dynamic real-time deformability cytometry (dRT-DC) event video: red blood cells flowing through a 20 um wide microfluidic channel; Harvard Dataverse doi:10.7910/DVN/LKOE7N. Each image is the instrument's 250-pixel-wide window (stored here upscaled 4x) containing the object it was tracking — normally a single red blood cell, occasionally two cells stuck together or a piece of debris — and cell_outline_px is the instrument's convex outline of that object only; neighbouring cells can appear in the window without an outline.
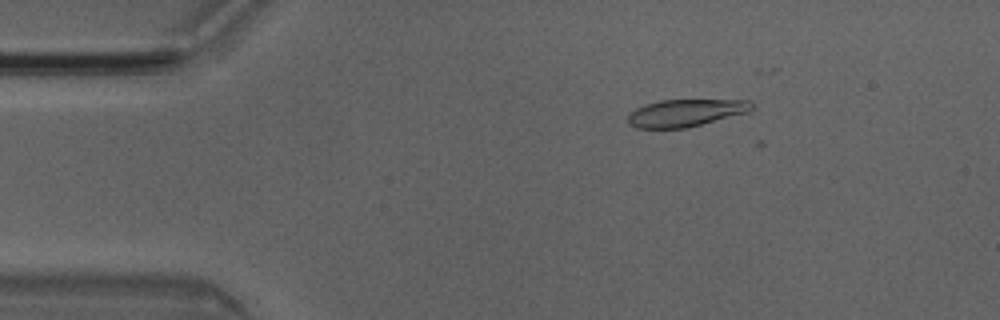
{"species": "Egyptian fruit bat (a non-hibernating species)", "species_latin": "Rousettus aegyptiacus", "temperature_condition": "room temperature", "stored_images_in_passage": 4, "camera_frame_rate_fps": 3000, "um_per_image_px": 0.085, "animal": {"sex": "male"}, "frame": {"image": 1, "passage_image": 2, "time_ms": 0.333, "image_size_px": [1000, 320], "cell_outline_px": [[752, 108], [748, 112], [684, 128], [636, 128], [628, 124], [628, 116], [636, 108], [644, 104], [660, 100], [752, 100]], "centroid_in_image_um": [58.25, 9.59], "position_along_channel_um": 26.8, "area_um2": 19.48}}
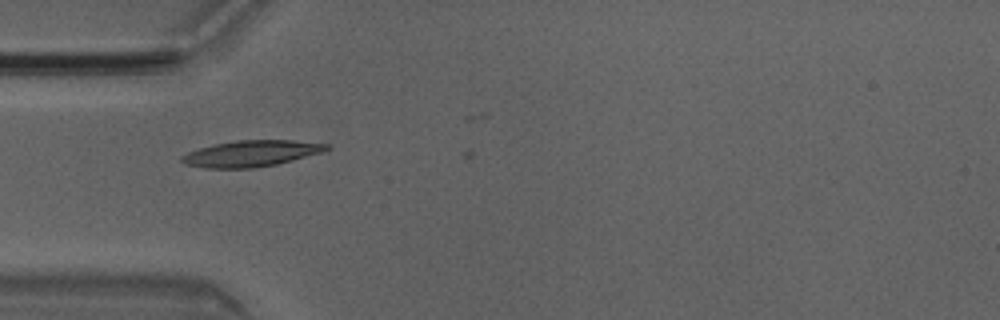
{"frame": {"image": 2, "passage_image": 4, "time_ms": 1.0, "image_size_px": [1000, 320], "cell_outline_px": [[332, 148], [320, 152], [292, 160], [276, 164], [252, 168], [204, 168], [184, 164], [180, 160], [180, 156], [188, 152], [200, 148], [216, 144], [236, 140], [292, 140], [332, 144]], "centroid_in_image_um": [21.35, 13.04], "position_along_channel_um": 63.7, "area_um2": 22.02}}